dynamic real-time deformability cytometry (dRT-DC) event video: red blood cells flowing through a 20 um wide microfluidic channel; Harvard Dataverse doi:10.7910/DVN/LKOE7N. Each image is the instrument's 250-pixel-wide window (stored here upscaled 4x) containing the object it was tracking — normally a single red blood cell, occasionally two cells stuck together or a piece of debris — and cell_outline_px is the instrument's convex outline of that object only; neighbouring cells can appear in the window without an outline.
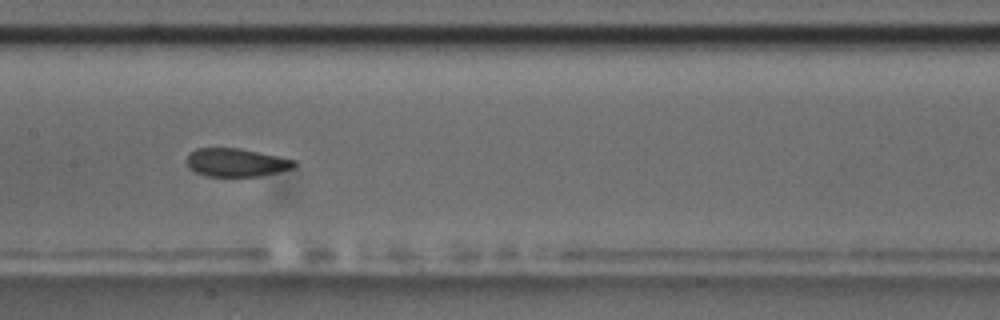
{"species": "common noctule bat (a hibernating species)", "species_latin": "Nyctalus noctula", "temperature_condition": "room temperature", "stored_images_in_passage": 11, "camera_frame_rate_fps": 3000, "um_per_image_px": 0.085, "animal": {"sex": "male", "body_mass_g": 17.5, "forearm_length_mm": 52.3}, "frame": {"image": 1, "passage_image": 4, "time_ms": 3.333, "image_size_px": [1000, 320], "cell_outline_px": [[296, 164], [292, 168], [260, 176], [208, 176], [196, 172], [188, 168], [184, 160], [188, 152], [196, 148], [240, 148], [296, 160]], "centroid_in_image_um": [20.0, 13.8], "position_along_channel_um": 187.4, "area_um2": 17.8}}
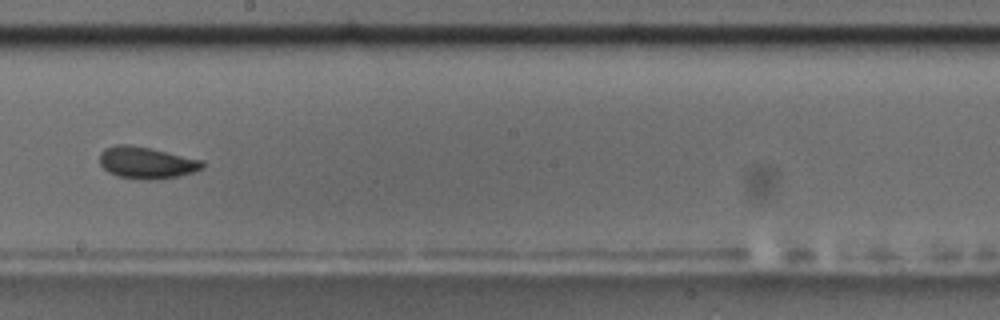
{"frame": {"image": 2, "passage_image": 5, "time_ms": 4.667, "image_size_px": [1000, 320], "cell_outline_px": [[204, 168], [180, 176], [156, 180], [148, 180], [116, 176], [108, 172], [100, 164], [100, 152], [104, 148], [116, 144], [132, 144], [152, 148], [204, 160]], "centroid_in_image_um": [12.46, 13.82], "position_along_channel_um": 235.7, "area_um2": 19.42}, "authors_computed_cell_mechanics": {"area_um2": 18.6694, "velocity_mm_per_s": 3.6447, "shape_relaxation_time_tau1_ms": 6.6414, "shape_relaxation_time_tau2_ms": 1.4953, "deformation_change_tau1": 0.0972, "deformation_change_tau2": 0.0315}}